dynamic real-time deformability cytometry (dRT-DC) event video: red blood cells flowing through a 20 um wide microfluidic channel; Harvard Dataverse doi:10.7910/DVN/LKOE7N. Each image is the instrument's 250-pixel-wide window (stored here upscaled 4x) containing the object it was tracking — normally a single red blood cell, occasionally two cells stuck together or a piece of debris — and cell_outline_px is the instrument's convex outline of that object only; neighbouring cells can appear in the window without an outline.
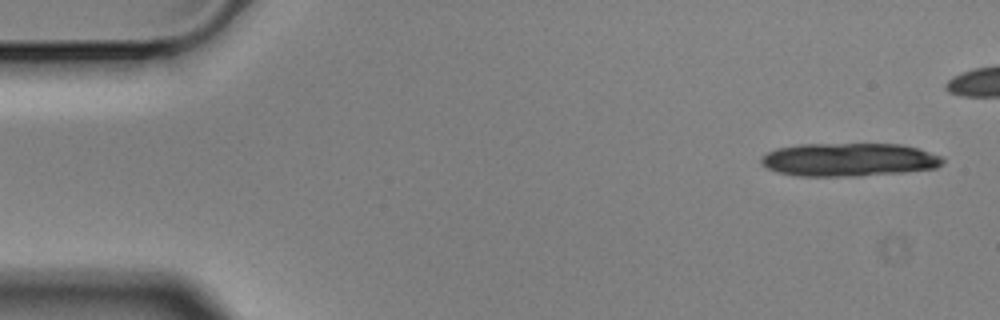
{"species": "Egyptian fruit bat (a non-hibernating species)", "species_latin": "Rousettus aegyptiacus", "temperature_condition": "cold", "stored_images_in_passage": 6, "camera_frame_rate_fps": 3000, "um_per_image_px": 0.085, "animal": {"sex": "male"}, "frame": {"image": 1, "passage_image": 1, "time_ms": 0.0, "image_size_px": [1000, 320], "cell_outline_px": [[944, 160], [936, 168], [904, 172], [860, 176], [796, 176], [776, 172], [760, 164], [760, 156], [776, 148], [800, 144], [900, 144], [920, 148], [940, 156]], "centroid_in_image_um": [72.12, 13.57], "position_along_channel_um": 12.9, "area_um2": 35.49}}
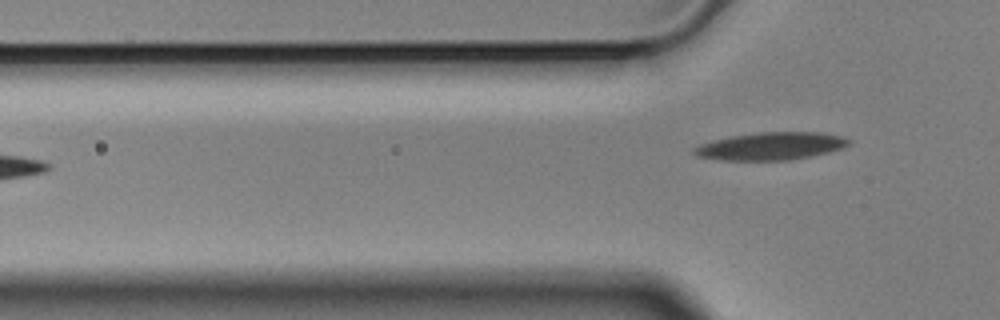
{"frame": {"image": 2, "passage_image": 6, "time_ms": 1.667, "image_size_px": [1000, 320], "cell_outline_px": [[852, 140], [844, 148], [812, 156], [788, 160], [720, 160], [696, 156], [692, 152], [692, 148], [700, 144], [712, 140], [732, 136], [756, 132], [824, 132], [840, 136]], "centroid_in_image_um": [65.51, 12.42], "position_along_channel_um": 60.3, "area_um2": 25.09}}